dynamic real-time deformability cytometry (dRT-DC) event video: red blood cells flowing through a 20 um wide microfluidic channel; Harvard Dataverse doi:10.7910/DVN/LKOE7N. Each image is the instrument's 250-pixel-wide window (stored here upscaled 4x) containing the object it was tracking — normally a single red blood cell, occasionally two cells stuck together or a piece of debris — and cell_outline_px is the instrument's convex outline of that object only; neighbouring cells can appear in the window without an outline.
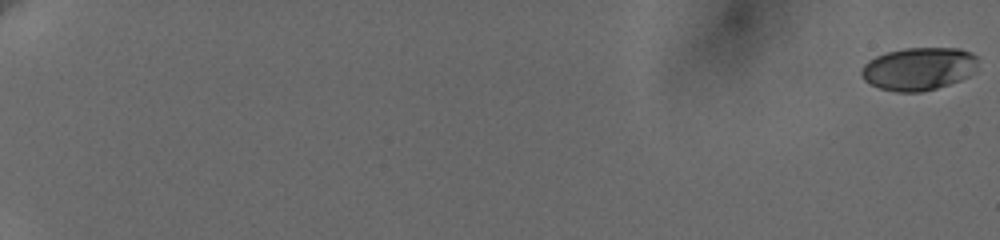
{"species": "human", "species_latin": "Homo sapiens", "temperature_condition": "cold", "stored_images_in_passage": 28, "camera_frame_rate_fps": 3000, "um_per_image_px": 0.085, "donor": {"sex": "female"}, "frame": {"image": 1, "passage_image": 1, "time_ms": 0.0, "image_size_px": [1000, 240], "cell_outline_px": [[976, 64], [972, 72], [968, 76], [960, 80], [936, 88], [920, 92], [896, 92], [880, 88], [864, 80], [860, 76], [860, 72], [864, 64], [868, 60], [876, 56], [888, 52], [904, 48], [960, 48], [972, 52], [976, 56]], "centroid_in_image_um": [78.06, 5.84], "position_along_channel_um": 6.9, "area_um2": 29.02}}
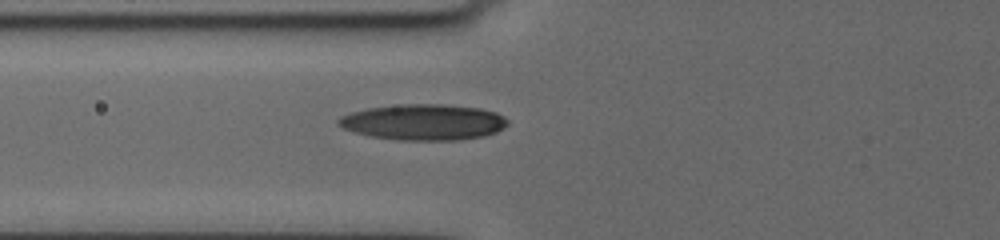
{"frame": {"image": 2, "passage_image": 20, "time_ms": 9.0, "image_size_px": [1000, 240], "cell_outline_px": [[508, 124], [504, 128], [496, 132], [484, 136], [460, 140], [400, 140], [372, 136], [356, 132], [344, 128], [336, 124], [336, 120], [340, 116], [352, 112], [368, 108], [404, 104], [444, 104], [480, 108], [496, 112], [504, 116], [508, 120]], "centroid_in_image_um": [36.04, 10.38], "position_along_channel_um": 89.8, "area_um2": 35.43}}
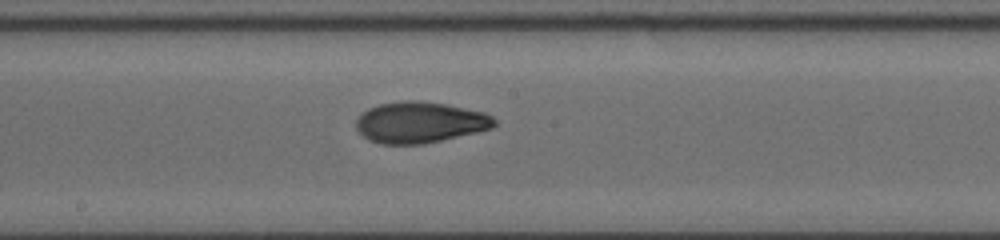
{"frame": {"image": 3, "passage_image": 28, "time_ms": 12.333, "image_size_px": [1000, 240], "cell_outline_px": [[496, 124], [492, 128], [476, 132], [424, 144], [380, 144], [368, 140], [356, 128], [356, 120], [368, 108], [380, 104], [404, 100], [416, 100], [444, 104], [484, 112], [492, 116], [496, 120]], "centroid_in_image_um": [35.69, 10.4], "position_along_channel_um": 212.5, "area_um2": 32.95}}